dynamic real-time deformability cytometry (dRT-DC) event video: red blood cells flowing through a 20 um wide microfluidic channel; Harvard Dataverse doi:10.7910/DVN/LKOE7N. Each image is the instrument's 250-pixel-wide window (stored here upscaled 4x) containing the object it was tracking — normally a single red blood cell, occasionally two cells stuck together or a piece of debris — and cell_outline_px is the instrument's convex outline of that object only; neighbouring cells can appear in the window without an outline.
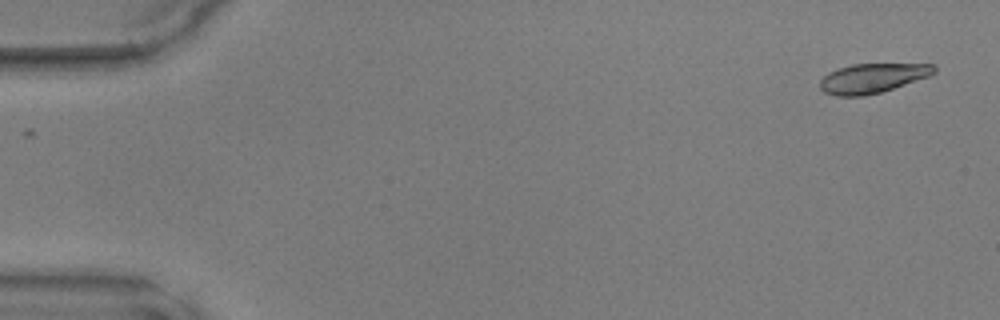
{"species": "common noctule bat (a hibernating species)", "species_latin": "Nyctalus noctula", "temperature_condition": "warm", "stored_images_in_passage": 47, "camera_frame_rate_fps": 3000, "um_per_image_px": 0.085, "animal": {"sex": "male", "body_mass_g": 17.9, "forearm_length_mm": 54.2}, "frame": {"image": 1, "passage_image": 1, "time_ms": 0.0, "image_size_px": [1000, 320], "cell_outline_px": [[936, 72], [928, 76], [880, 92], [864, 96], [836, 96], [824, 92], [820, 88], [820, 80], [828, 72], [836, 68], [852, 64], [932, 64], [936, 68]], "centroid_in_image_um": [74.1, 6.64], "position_along_channel_um": 10.9, "area_um2": 19.48}}
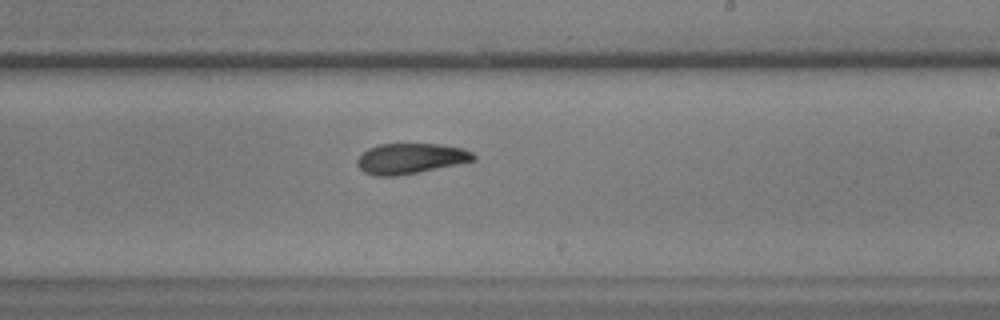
{"frame": {"image": 2, "passage_image": 28, "time_ms": 9.0, "image_size_px": [1000, 320], "cell_outline_px": [[476, 160], [396, 176], [376, 176], [364, 172], [356, 164], [356, 160], [368, 148], [376, 144], [440, 144], [464, 148], [472, 152], [476, 156]], "centroid_in_image_um": [34.88, 13.46], "position_along_channel_um": 254.1, "area_um2": 20.52}}
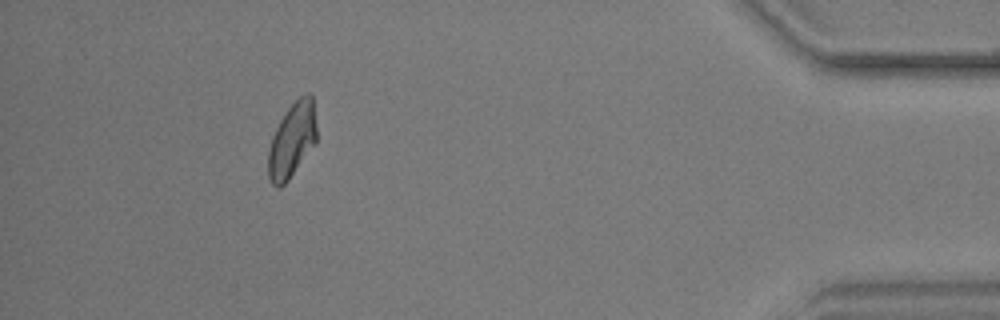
{"frame": {"image": 3, "passage_image": 43, "time_ms": 14.0, "image_size_px": [1000, 320], "cell_outline_px": [[316, 144], [288, 180], [280, 188], [276, 188], [272, 184], [268, 176], [268, 148], [272, 136], [280, 120], [288, 108], [304, 92], [308, 92], [312, 96], [316, 124]], "centroid_in_image_um": [24.82, 11.93], "position_along_channel_um": 410.4, "area_um2": 21.21}}